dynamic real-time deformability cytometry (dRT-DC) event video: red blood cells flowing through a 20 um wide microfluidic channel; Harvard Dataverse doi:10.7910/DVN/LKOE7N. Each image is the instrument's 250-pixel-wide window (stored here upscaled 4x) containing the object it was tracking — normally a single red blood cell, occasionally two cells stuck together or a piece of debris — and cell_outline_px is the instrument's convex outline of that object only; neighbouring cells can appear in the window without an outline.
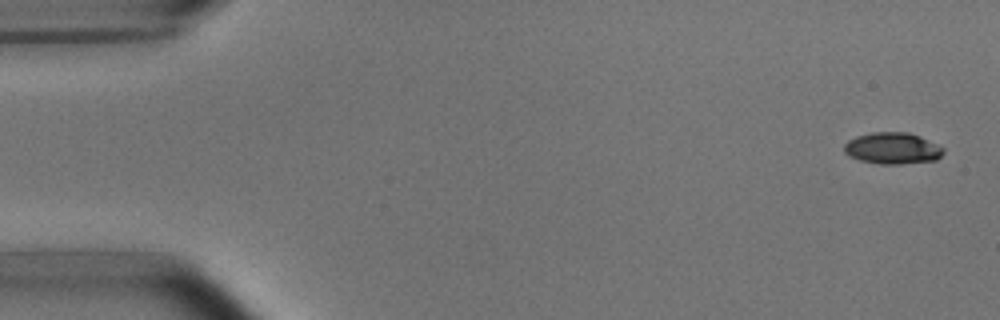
{"species": "common noctule bat (a hibernating species)", "species_latin": "Nyctalus noctula", "temperature_condition": "room temperature", "stored_images_in_passage": 5, "camera_frame_rate_fps": 3000, "um_per_image_px": 0.085, "animal": {"sex": "male", "body_mass_g": 15.6}, "frame": {"image": 1, "passage_image": 1, "time_ms": 0.0, "image_size_px": [1000, 320], "cell_outline_px": [[944, 152], [936, 160], [900, 164], [880, 164], [860, 160], [844, 152], [844, 144], [848, 140], [856, 136], [872, 132], [908, 132], [920, 136], [944, 148]], "centroid_in_image_um": [75.86, 12.6], "position_along_channel_um": 9.1, "area_um2": 18.15}}
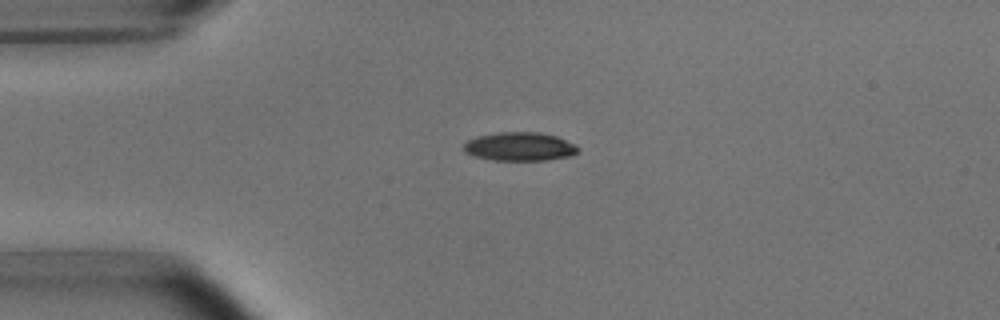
{"frame": {"image": 2, "passage_image": 4, "time_ms": 3.667, "image_size_px": [1000, 320], "cell_outline_px": [[580, 148], [572, 156], [548, 160], [492, 160], [476, 156], [464, 152], [464, 144], [468, 140], [476, 136], [500, 132], [540, 132], [556, 136], [576, 144]], "centroid_in_image_um": [44.2, 12.46], "position_along_channel_um": 40.8, "area_um2": 19.13}}